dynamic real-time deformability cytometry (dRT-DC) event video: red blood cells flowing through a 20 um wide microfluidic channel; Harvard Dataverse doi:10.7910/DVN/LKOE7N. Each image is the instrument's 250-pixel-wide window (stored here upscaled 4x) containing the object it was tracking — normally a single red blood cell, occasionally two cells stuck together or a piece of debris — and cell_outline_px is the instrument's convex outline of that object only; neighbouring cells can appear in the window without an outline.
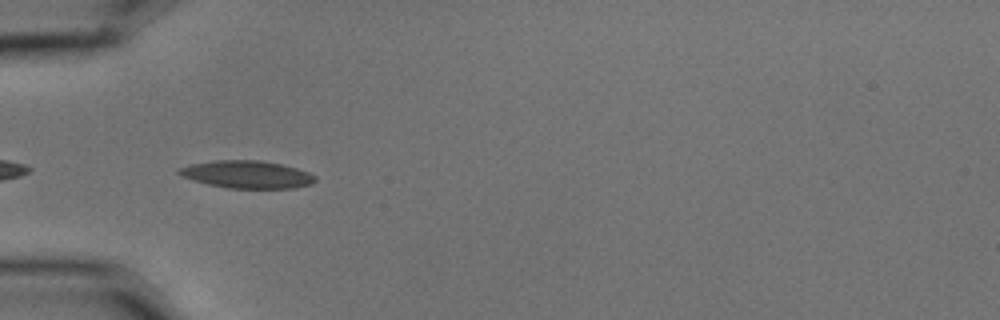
{"species": "common noctule bat (a hibernating species)", "species_latin": "Nyctalus noctula", "temperature_condition": "cold", "stored_images_in_passage": 4, "camera_frame_rate_fps": 3000, "um_per_image_px": 0.085, "animal": {"sex": "male", "body_mass_g": 15.6}, "frame": {"image": 1, "passage_image": 4, "time_ms": 1.0, "image_size_px": [1000, 320], "cell_outline_px": [[316, 180], [312, 184], [296, 188], [228, 188], [208, 184], [184, 176], [176, 172], [180, 168], [188, 164], [216, 160], [260, 160], [280, 164], [296, 168], [308, 172], [316, 176]], "centroid_in_image_um": [21.03, 14.82], "position_along_channel_um": 64.0, "area_um2": 21.73}}